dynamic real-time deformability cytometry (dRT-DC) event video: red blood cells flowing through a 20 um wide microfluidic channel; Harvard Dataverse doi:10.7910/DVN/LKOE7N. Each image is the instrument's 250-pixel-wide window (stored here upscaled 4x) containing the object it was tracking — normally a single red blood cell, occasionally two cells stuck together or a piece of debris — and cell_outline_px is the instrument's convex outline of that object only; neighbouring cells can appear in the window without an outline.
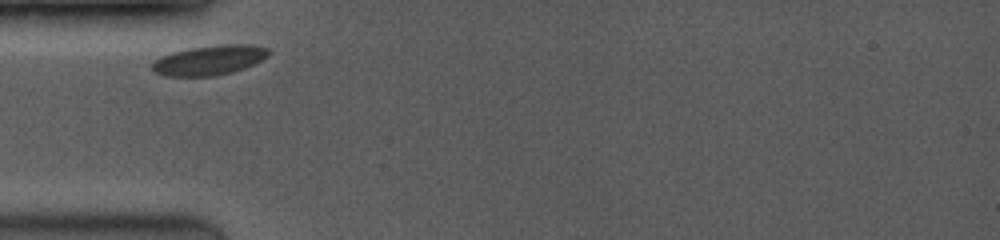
{"species": "common noctule bat (a hibernating species)", "species_latin": "Nyctalus noctula", "temperature_condition": "room temperature", "stored_images_in_passage": 15, "camera_frame_rate_fps": 3500, "um_per_image_px": 0.085, "animal": {"sex": "female", "body_mass_g": 19.0, "forearm_length_mm": 53.3}, "frame": {"image": 1, "passage_image": 1, "time_ms": 0.0, "image_size_px": [1000, 240], "cell_outline_px": [[272, 52], [268, 56], [244, 68], [232, 72], [212, 76], [164, 76], [156, 72], [152, 68], [152, 64], [160, 56], [172, 52], [188, 48], [220, 44], [252, 44], [268, 48]], "centroid_in_image_um": [17.81, 5.1], "position_along_channel_um": 67.2, "area_um2": 20.23}}
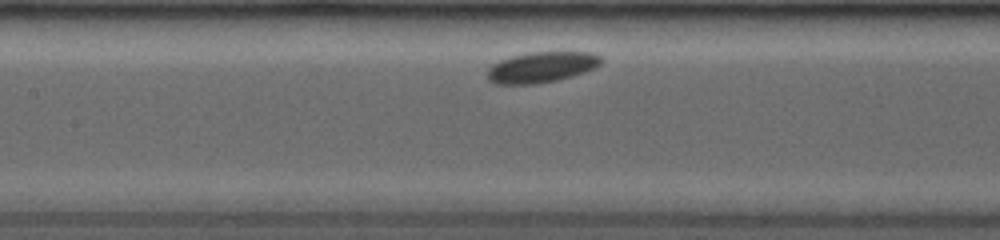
{"frame": {"image": 2, "passage_image": 7, "time_ms": 2.571, "image_size_px": [1000, 240], "cell_outline_px": [[604, 60], [596, 68], [572, 76], [556, 80], [536, 84], [496, 84], [488, 80], [484, 72], [492, 64], [500, 60], [512, 56], [528, 52], [592, 52], [600, 56]], "centroid_in_image_um": [46.0, 5.71], "position_along_channel_um": 161.4, "area_um2": 20.63}}
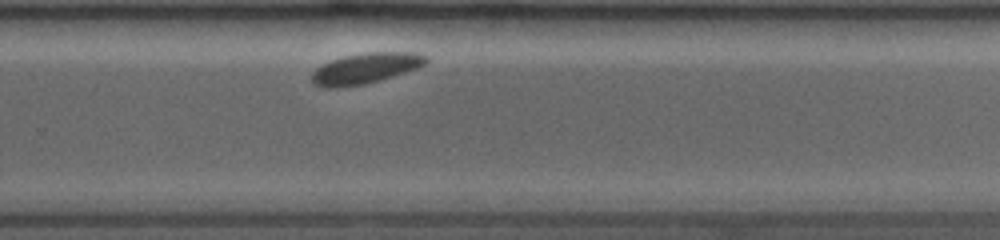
{"frame": {"image": 3, "passage_image": 15, "time_ms": 6.286, "image_size_px": [1000, 240], "cell_outline_px": [[428, 60], [424, 64], [416, 68], [380, 80], [364, 84], [336, 88], [324, 88], [312, 84], [308, 76], [316, 68], [332, 60], [344, 56], [364, 52], [416, 52], [428, 56]], "centroid_in_image_um": [31.01, 5.81], "position_along_channel_um": 298.8, "area_um2": 20.52}}